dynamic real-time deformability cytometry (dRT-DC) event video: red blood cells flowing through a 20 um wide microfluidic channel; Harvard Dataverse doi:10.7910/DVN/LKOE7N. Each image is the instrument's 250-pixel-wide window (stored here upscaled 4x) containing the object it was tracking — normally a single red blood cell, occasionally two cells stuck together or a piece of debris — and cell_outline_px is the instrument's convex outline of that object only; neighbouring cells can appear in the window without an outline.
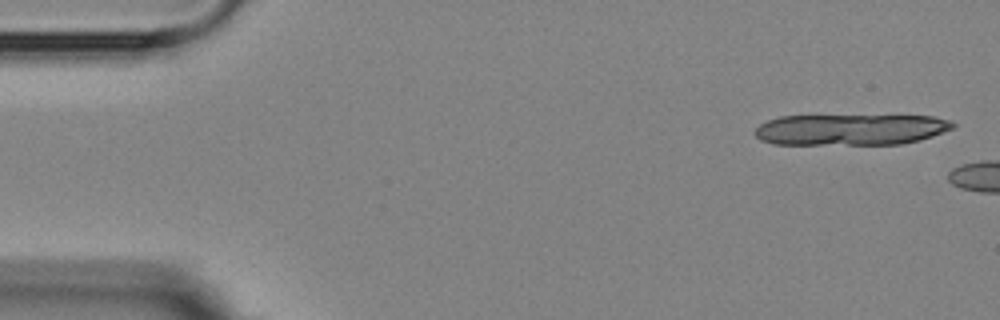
{"species": "Egyptian fruit bat (a non-hibernating species)", "species_latin": "Rousettus aegyptiacus", "temperature_condition": "room temperature", "stored_images_in_passage": 2, "camera_frame_rate_fps": 3000, "um_per_image_px": 0.085, "animal": {"sex": "female"}, "frame": {"image": 1, "passage_image": 1, "time_ms": 0.0, "image_size_px": [1000, 320], "cell_outline_px": [[956, 124], [952, 128], [932, 136], [920, 140], [900, 144], [772, 144], [760, 140], [756, 136], [756, 128], [760, 124], [768, 120], [780, 116], [932, 116], [952, 120]], "centroid_in_image_um": [72.31, 11.01], "position_along_channel_um": 12.7, "area_um2": 35.78}}